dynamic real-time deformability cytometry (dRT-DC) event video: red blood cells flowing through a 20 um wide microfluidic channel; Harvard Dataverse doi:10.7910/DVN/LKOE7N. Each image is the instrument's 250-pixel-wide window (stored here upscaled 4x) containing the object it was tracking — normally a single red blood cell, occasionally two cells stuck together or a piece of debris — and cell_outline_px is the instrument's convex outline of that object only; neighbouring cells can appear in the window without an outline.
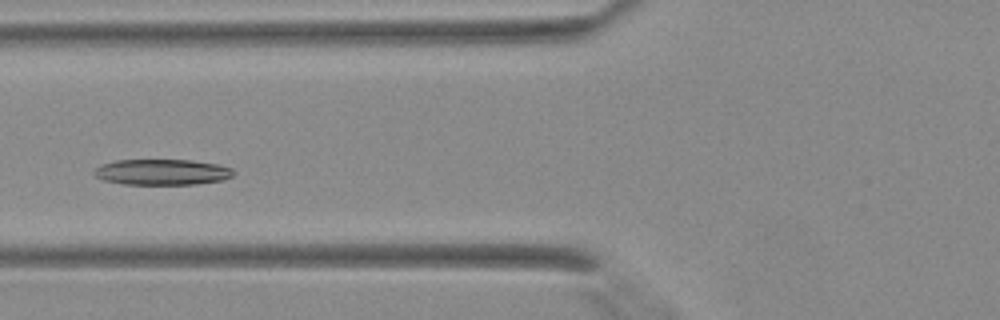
{"species": "Egyptian fruit bat (a non-hibernating species)", "species_latin": "Rousettus aegyptiacus", "temperature_condition": "warm", "stored_images_in_passage": 22, "camera_frame_rate_fps": 3000, "um_per_image_px": 0.085, "animal": {"sex": "female"}, "frame": {"image": 1, "passage_image": 4, "time_ms": 1.0, "image_size_px": [1000, 320], "cell_outline_px": [[236, 172], [232, 176], [224, 180], [196, 184], [124, 184], [100, 180], [92, 172], [100, 164], [116, 160], [192, 160], [216, 164], [232, 168]], "centroid_in_image_um": [13.76, 14.62], "position_along_channel_um": 112.0, "area_um2": 21.1}}
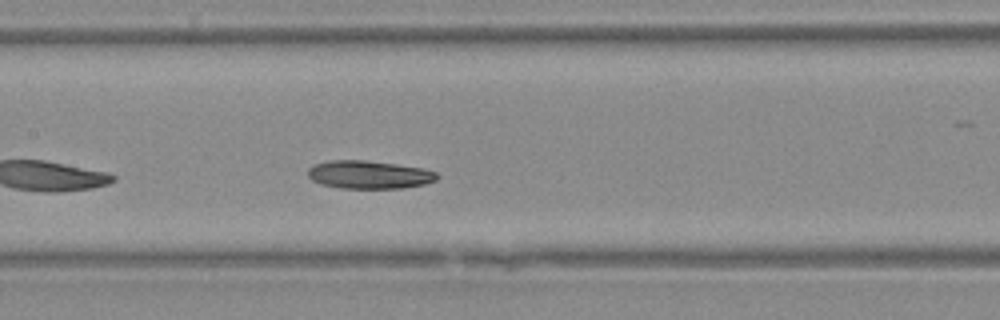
{"frame": {"image": 2, "passage_image": 8, "time_ms": 2.333, "image_size_px": [1000, 320], "cell_outline_px": [[440, 176], [436, 180], [424, 184], [400, 188], [340, 188], [320, 184], [312, 180], [308, 176], [308, 168], [312, 164], [328, 160], [364, 160], [396, 164], [424, 168], [436, 172]], "centroid_in_image_um": [31.34, 14.84], "position_along_channel_um": 176.1, "area_um2": 21.27}}
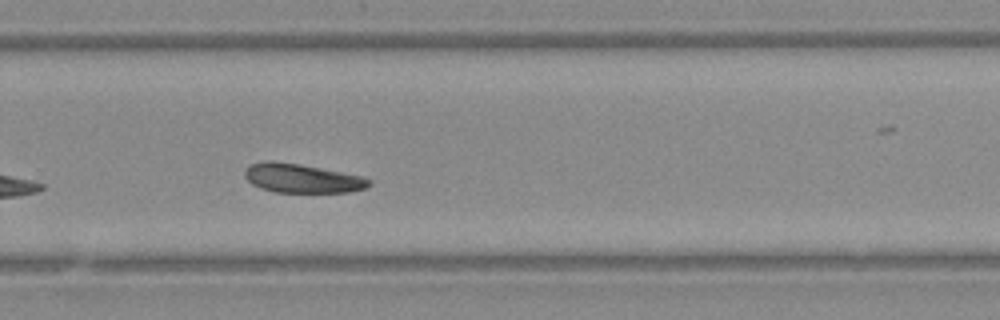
{"frame": {"image": 3, "passage_image": 16, "time_ms": 5.0, "image_size_px": [1000, 320], "cell_outline_px": [[372, 184], [364, 188], [348, 192], [276, 192], [260, 188], [252, 184], [244, 176], [244, 172], [252, 164], [268, 160], [272, 160], [300, 164], [360, 176], [372, 180]], "centroid_in_image_um": [25.66, 15.16], "position_along_channel_um": 304.1, "area_um2": 20.75}}